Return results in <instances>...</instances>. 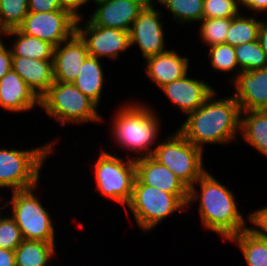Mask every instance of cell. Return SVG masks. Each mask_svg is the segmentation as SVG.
Instances as JSON below:
<instances>
[{"label": "cell", "instance_id": "obj_1", "mask_svg": "<svg viewBox=\"0 0 267 266\" xmlns=\"http://www.w3.org/2000/svg\"><path fill=\"white\" fill-rule=\"evenodd\" d=\"M220 182L207 170L189 189L187 208L199 203L201 225L205 230L219 234L226 242L249 228L247 224L251 223V213H248L246 223L238 209L235 193Z\"/></svg>", "mask_w": 267, "mask_h": 266}, {"label": "cell", "instance_id": "obj_2", "mask_svg": "<svg viewBox=\"0 0 267 266\" xmlns=\"http://www.w3.org/2000/svg\"><path fill=\"white\" fill-rule=\"evenodd\" d=\"M214 91L206 101L188 117L177 130L195 146L223 145L238 142L240 134L241 109L232 95L216 98ZM239 133V134H238Z\"/></svg>", "mask_w": 267, "mask_h": 266}, {"label": "cell", "instance_id": "obj_3", "mask_svg": "<svg viewBox=\"0 0 267 266\" xmlns=\"http://www.w3.org/2000/svg\"><path fill=\"white\" fill-rule=\"evenodd\" d=\"M156 115L157 112L150 105L141 101L122 104L116 109L110 124V134L116 146L129 150L128 153L134 152L136 155L130 157L133 160L152 156L159 144L157 137H160L158 133L161 135L162 126L161 117Z\"/></svg>", "mask_w": 267, "mask_h": 266}, {"label": "cell", "instance_id": "obj_4", "mask_svg": "<svg viewBox=\"0 0 267 266\" xmlns=\"http://www.w3.org/2000/svg\"><path fill=\"white\" fill-rule=\"evenodd\" d=\"M39 107L62 126L104 122L98 112L99 106L73 83L54 82L39 97Z\"/></svg>", "mask_w": 267, "mask_h": 266}, {"label": "cell", "instance_id": "obj_5", "mask_svg": "<svg viewBox=\"0 0 267 266\" xmlns=\"http://www.w3.org/2000/svg\"><path fill=\"white\" fill-rule=\"evenodd\" d=\"M55 140L28 150L0 147V188L14 192L39 185L40 170L53 153Z\"/></svg>", "mask_w": 267, "mask_h": 266}, {"label": "cell", "instance_id": "obj_6", "mask_svg": "<svg viewBox=\"0 0 267 266\" xmlns=\"http://www.w3.org/2000/svg\"><path fill=\"white\" fill-rule=\"evenodd\" d=\"M186 208L176 195L142 184L135 178L131 199L124 210L132 212L137 227L148 232L167 217Z\"/></svg>", "mask_w": 267, "mask_h": 266}, {"label": "cell", "instance_id": "obj_7", "mask_svg": "<svg viewBox=\"0 0 267 266\" xmlns=\"http://www.w3.org/2000/svg\"><path fill=\"white\" fill-rule=\"evenodd\" d=\"M38 186L12 192V197L2 207L11 206L10 216L20 228L24 240L56 243L52 215L36 194Z\"/></svg>", "mask_w": 267, "mask_h": 266}, {"label": "cell", "instance_id": "obj_8", "mask_svg": "<svg viewBox=\"0 0 267 266\" xmlns=\"http://www.w3.org/2000/svg\"><path fill=\"white\" fill-rule=\"evenodd\" d=\"M154 149L151 156L171 170L189 189L207 171L201 148L189 142L177 129Z\"/></svg>", "mask_w": 267, "mask_h": 266}, {"label": "cell", "instance_id": "obj_9", "mask_svg": "<svg viewBox=\"0 0 267 266\" xmlns=\"http://www.w3.org/2000/svg\"><path fill=\"white\" fill-rule=\"evenodd\" d=\"M130 154L125 160L102 150L92 167L95 188L99 194L119 203L124 208L131 199L136 178L135 160L130 158Z\"/></svg>", "mask_w": 267, "mask_h": 266}, {"label": "cell", "instance_id": "obj_10", "mask_svg": "<svg viewBox=\"0 0 267 266\" xmlns=\"http://www.w3.org/2000/svg\"><path fill=\"white\" fill-rule=\"evenodd\" d=\"M77 19L68 10L28 12L18 29L56 47L76 33Z\"/></svg>", "mask_w": 267, "mask_h": 266}, {"label": "cell", "instance_id": "obj_11", "mask_svg": "<svg viewBox=\"0 0 267 266\" xmlns=\"http://www.w3.org/2000/svg\"><path fill=\"white\" fill-rule=\"evenodd\" d=\"M87 19L83 25L79 24L84 22L82 21L84 16L77 19L76 33L85 42L90 56L116 61L120 54L131 48L129 31L97 26L89 18Z\"/></svg>", "mask_w": 267, "mask_h": 266}, {"label": "cell", "instance_id": "obj_12", "mask_svg": "<svg viewBox=\"0 0 267 266\" xmlns=\"http://www.w3.org/2000/svg\"><path fill=\"white\" fill-rule=\"evenodd\" d=\"M161 15L154 1H150L132 23L129 31L130 47L139 46L144 59L169 50L165 47V26Z\"/></svg>", "mask_w": 267, "mask_h": 266}, {"label": "cell", "instance_id": "obj_13", "mask_svg": "<svg viewBox=\"0 0 267 266\" xmlns=\"http://www.w3.org/2000/svg\"><path fill=\"white\" fill-rule=\"evenodd\" d=\"M149 0H101L97 1L89 19L97 26L130 31Z\"/></svg>", "mask_w": 267, "mask_h": 266}, {"label": "cell", "instance_id": "obj_14", "mask_svg": "<svg viewBox=\"0 0 267 266\" xmlns=\"http://www.w3.org/2000/svg\"><path fill=\"white\" fill-rule=\"evenodd\" d=\"M232 93L241 112L267 110V67L252 71H240L230 82Z\"/></svg>", "mask_w": 267, "mask_h": 266}, {"label": "cell", "instance_id": "obj_15", "mask_svg": "<svg viewBox=\"0 0 267 266\" xmlns=\"http://www.w3.org/2000/svg\"><path fill=\"white\" fill-rule=\"evenodd\" d=\"M189 77L188 72L160 89L174 107L185 115L198 109L215 91L214 87L205 82V79Z\"/></svg>", "mask_w": 267, "mask_h": 266}, {"label": "cell", "instance_id": "obj_16", "mask_svg": "<svg viewBox=\"0 0 267 266\" xmlns=\"http://www.w3.org/2000/svg\"><path fill=\"white\" fill-rule=\"evenodd\" d=\"M136 178L145 185L176 195L186 206L189 188L166 166L151 156L135 160Z\"/></svg>", "mask_w": 267, "mask_h": 266}, {"label": "cell", "instance_id": "obj_17", "mask_svg": "<svg viewBox=\"0 0 267 266\" xmlns=\"http://www.w3.org/2000/svg\"><path fill=\"white\" fill-rule=\"evenodd\" d=\"M88 56L86 44L77 33L56 46L53 56L54 82L73 83Z\"/></svg>", "mask_w": 267, "mask_h": 266}, {"label": "cell", "instance_id": "obj_18", "mask_svg": "<svg viewBox=\"0 0 267 266\" xmlns=\"http://www.w3.org/2000/svg\"><path fill=\"white\" fill-rule=\"evenodd\" d=\"M39 106V97L25 81L11 69L0 79V107L6 112H29Z\"/></svg>", "mask_w": 267, "mask_h": 266}, {"label": "cell", "instance_id": "obj_19", "mask_svg": "<svg viewBox=\"0 0 267 266\" xmlns=\"http://www.w3.org/2000/svg\"><path fill=\"white\" fill-rule=\"evenodd\" d=\"M145 60V74L159 87L158 89L190 72L188 71L190 59L181 56L174 49L150 56Z\"/></svg>", "mask_w": 267, "mask_h": 266}, {"label": "cell", "instance_id": "obj_20", "mask_svg": "<svg viewBox=\"0 0 267 266\" xmlns=\"http://www.w3.org/2000/svg\"><path fill=\"white\" fill-rule=\"evenodd\" d=\"M12 69L40 97L53 83V60L12 57Z\"/></svg>", "mask_w": 267, "mask_h": 266}, {"label": "cell", "instance_id": "obj_21", "mask_svg": "<svg viewBox=\"0 0 267 266\" xmlns=\"http://www.w3.org/2000/svg\"><path fill=\"white\" fill-rule=\"evenodd\" d=\"M11 40L12 57H26L35 60H53L55 46L37 37L22 33L18 28L10 29L1 34V37Z\"/></svg>", "mask_w": 267, "mask_h": 266}, {"label": "cell", "instance_id": "obj_22", "mask_svg": "<svg viewBox=\"0 0 267 266\" xmlns=\"http://www.w3.org/2000/svg\"><path fill=\"white\" fill-rule=\"evenodd\" d=\"M240 136L267 157V110L242 111Z\"/></svg>", "mask_w": 267, "mask_h": 266}, {"label": "cell", "instance_id": "obj_23", "mask_svg": "<svg viewBox=\"0 0 267 266\" xmlns=\"http://www.w3.org/2000/svg\"><path fill=\"white\" fill-rule=\"evenodd\" d=\"M88 56L82 64L78 77L73 84L86 96L92 99L98 106L103 92L105 75L102 60Z\"/></svg>", "mask_w": 267, "mask_h": 266}, {"label": "cell", "instance_id": "obj_24", "mask_svg": "<svg viewBox=\"0 0 267 266\" xmlns=\"http://www.w3.org/2000/svg\"><path fill=\"white\" fill-rule=\"evenodd\" d=\"M228 242L238 246L248 266H267V238L252 226L232 236Z\"/></svg>", "mask_w": 267, "mask_h": 266}, {"label": "cell", "instance_id": "obj_25", "mask_svg": "<svg viewBox=\"0 0 267 266\" xmlns=\"http://www.w3.org/2000/svg\"><path fill=\"white\" fill-rule=\"evenodd\" d=\"M14 252L16 266H49L56 255V243L23 240Z\"/></svg>", "mask_w": 267, "mask_h": 266}, {"label": "cell", "instance_id": "obj_26", "mask_svg": "<svg viewBox=\"0 0 267 266\" xmlns=\"http://www.w3.org/2000/svg\"><path fill=\"white\" fill-rule=\"evenodd\" d=\"M250 16L252 17L240 13L236 17H232L225 44L235 47L258 40L261 20L259 21V18H256L257 15L255 17Z\"/></svg>", "mask_w": 267, "mask_h": 266}, {"label": "cell", "instance_id": "obj_27", "mask_svg": "<svg viewBox=\"0 0 267 266\" xmlns=\"http://www.w3.org/2000/svg\"><path fill=\"white\" fill-rule=\"evenodd\" d=\"M170 12L177 24H195L203 19L204 0H155Z\"/></svg>", "mask_w": 267, "mask_h": 266}, {"label": "cell", "instance_id": "obj_28", "mask_svg": "<svg viewBox=\"0 0 267 266\" xmlns=\"http://www.w3.org/2000/svg\"><path fill=\"white\" fill-rule=\"evenodd\" d=\"M240 71H252L267 67V57L258 40L234 47Z\"/></svg>", "mask_w": 267, "mask_h": 266}, {"label": "cell", "instance_id": "obj_29", "mask_svg": "<svg viewBox=\"0 0 267 266\" xmlns=\"http://www.w3.org/2000/svg\"><path fill=\"white\" fill-rule=\"evenodd\" d=\"M207 50H209L207 56L210 61V66L214 68L217 73L218 71L222 73L234 72V77H230L231 82L240 72L234 47L224 43L210 46Z\"/></svg>", "mask_w": 267, "mask_h": 266}, {"label": "cell", "instance_id": "obj_30", "mask_svg": "<svg viewBox=\"0 0 267 266\" xmlns=\"http://www.w3.org/2000/svg\"><path fill=\"white\" fill-rule=\"evenodd\" d=\"M28 14V0H0V33L18 28Z\"/></svg>", "mask_w": 267, "mask_h": 266}, {"label": "cell", "instance_id": "obj_31", "mask_svg": "<svg viewBox=\"0 0 267 266\" xmlns=\"http://www.w3.org/2000/svg\"><path fill=\"white\" fill-rule=\"evenodd\" d=\"M231 21L232 17L202 19L199 22L201 42L207 47L224 44Z\"/></svg>", "mask_w": 267, "mask_h": 266}, {"label": "cell", "instance_id": "obj_32", "mask_svg": "<svg viewBox=\"0 0 267 266\" xmlns=\"http://www.w3.org/2000/svg\"><path fill=\"white\" fill-rule=\"evenodd\" d=\"M239 8V0H204L203 19L236 17Z\"/></svg>", "mask_w": 267, "mask_h": 266}, {"label": "cell", "instance_id": "obj_33", "mask_svg": "<svg viewBox=\"0 0 267 266\" xmlns=\"http://www.w3.org/2000/svg\"><path fill=\"white\" fill-rule=\"evenodd\" d=\"M23 240L15 220L3 214L0 217V248L14 251Z\"/></svg>", "mask_w": 267, "mask_h": 266}, {"label": "cell", "instance_id": "obj_34", "mask_svg": "<svg viewBox=\"0 0 267 266\" xmlns=\"http://www.w3.org/2000/svg\"><path fill=\"white\" fill-rule=\"evenodd\" d=\"M252 228L256 230L261 236L267 238V206L260 209H255L251 213Z\"/></svg>", "mask_w": 267, "mask_h": 266}, {"label": "cell", "instance_id": "obj_35", "mask_svg": "<svg viewBox=\"0 0 267 266\" xmlns=\"http://www.w3.org/2000/svg\"><path fill=\"white\" fill-rule=\"evenodd\" d=\"M63 9L58 0H28V12H52Z\"/></svg>", "mask_w": 267, "mask_h": 266}, {"label": "cell", "instance_id": "obj_36", "mask_svg": "<svg viewBox=\"0 0 267 266\" xmlns=\"http://www.w3.org/2000/svg\"><path fill=\"white\" fill-rule=\"evenodd\" d=\"M0 37V79L12 69V52Z\"/></svg>", "mask_w": 267, "mask_h": 266}, {"label": "cell", "instance_id": "obj_37", "mask_svg": "<svg viewBox=\"0 0 267 266\" xmlns=\"http://www.w3.org/2000/svg\"><path fill=\"white\" fill-rule=\"evenodd\" d=\"M241 5V6H240ZM239 7L248 9V11H252L253 13H257L261 16L263 12L266 14L267 12V0H239Z\"/></svg>", "mask_w": 267, "mask_h": 266}, {"label": "cell", "instance_id": "obj_38", "mask_svg": "<svg viewBox=\"0 0 267 266\" xmlns=\"http://www.w3.org/2000/svg\"><path fill=\"white\" fill-rule=\"evenodd\" d=\"M58 1L63 9L68 10L77 18L83 17L82 13L78 11L85 5L83 0H58Z\"/></svg>", "mask_w": 267, "mask_h": 266}, {"label": "cell", "instance_id": "obj_39", "mask_svg": "<svg viewBox=\"0 0 267 266\" xmlns=\"http://www.w3.org/2000/svg\"><path fill=\"white\" fill-rule=\"evenodd\" d=\"M0 266H16L15 252L0 248Z\"/></svg>", "mask_w": 267, "mask_h": 266}, {"label": "cell", "instance_id": "obj_40", "mask_svg": "<svg viewBox=\"0 0 267 266\" xmlns=\"http://www.w3.org/2000/svg\"><path fill=\"white\" fill-rule=\"evenodd\" d=\"M258 39L267 57V21L264 19L261 20Z\"/></svg>", "mask_w": 267, "mask_h": 266}, {"label": "cell", "instance_id": "obj_41", "mask_svg": "<svg viewBox=\"0 0 267 266\" xmlns=\"http://www.w3.org/2000/svg\"><path fill=\"white\" fill-rule=\"evenodd\" d=\"M97 1H101V0H83L84 4L87 5L88 2H93L96 3Z\"/></svg>", "mask_w": 267, "mask_h": 266}, {"label": "cell", "instance_id": "obj_42", "mask_svg": "<svg viewBox=\"0 0 267 266\" xmlns=\"http://www.w3.org/2000/svg\"><path fill=\"white\" fill-rule=\"evenodd\" d=\"M0 200H1V198H0ZM3 208L0 206V217L2 216V213H3Z\"/></svg>", "mask_w": 267, "mask_h": 266}]
</instances>
